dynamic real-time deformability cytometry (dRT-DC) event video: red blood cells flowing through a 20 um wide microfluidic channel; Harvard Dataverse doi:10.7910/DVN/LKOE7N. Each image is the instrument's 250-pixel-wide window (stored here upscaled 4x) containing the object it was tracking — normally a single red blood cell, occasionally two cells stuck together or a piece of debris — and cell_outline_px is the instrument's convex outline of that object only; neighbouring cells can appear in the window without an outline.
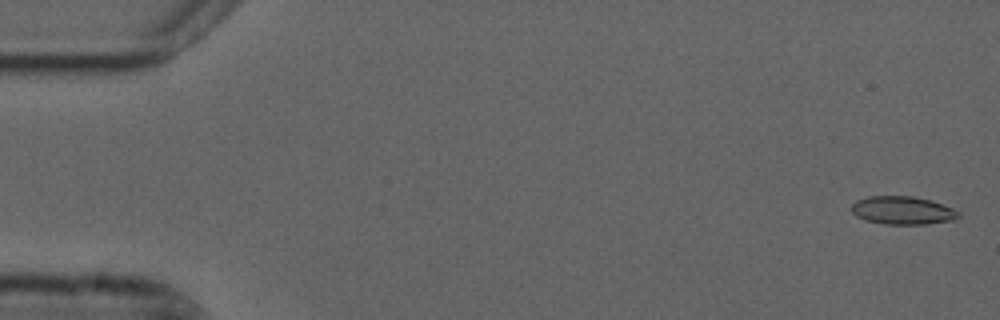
{"species": "common noctule bat (a hibernating species)", "species_latin": "Nyctalus noctula", "temperature_condition": "cold", "stored_images_in_passage": 56, "camera_frame_rate_fps": 3000, "um_per_image_px": 0.085, "animal": {"sex": "male", "forearm_length_mm": 52.5}, "frame": {"image": 1, "passage_image": 2, "time_ms": 0.333, "image_size_px": [1000, 320], "cell_outline_px": [[960, 216], [956, 220], [924, 224], [884, 224], [864, 220], [856, 216], [852, 212], [852, 204], [856, 200], [868, 196], [912, 196], [932, 200], [952, 208], [960, 212]], "centroid_in_image_um": [76.73, 17.88], "position_along_channel_um": 8.3, "area_um2": 17.69}}
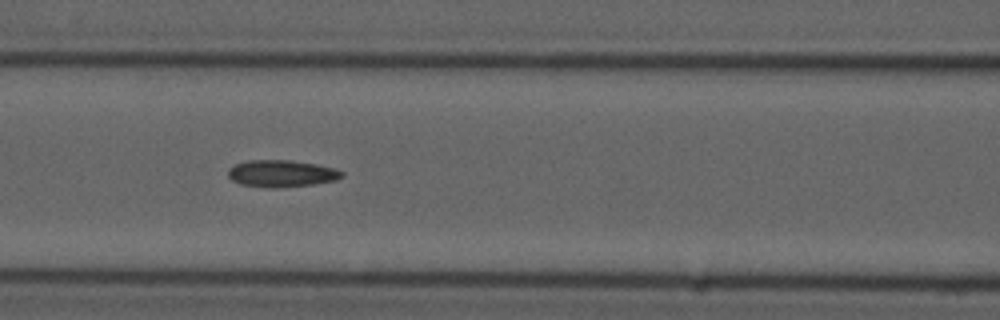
{"frame": {"image": 2, "passage_image": 24, "time_ms": 7.667, "image_size_px": [1000, 320], "cell_outline_px": [[344, 176], [336, 180], [312, 184], [280, 188], [272, 188], [240, 184], [232, 180], [228, 176], [228, 168], [236, 164], [248, 160], [288, 160], [316, 164], [336, 168], [344, 172]], "centroid_in_image_um": [23.94, 14.75], "position_along_channel_um": 142.7, "area_um2": 17.92}}
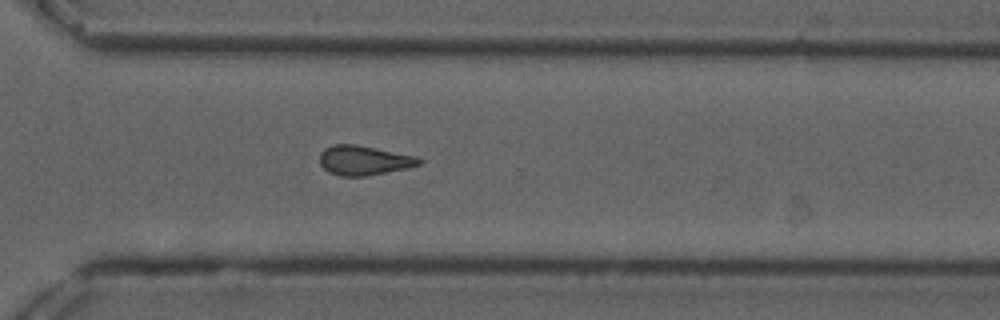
{"frame": {"image": 3, "passage_image": 40, "time_ms": 13.0, "image_size_px": [1000, 320], "cell_outline_px": [[424, 160], [420, 164], [408, 168], [368, 176], [340, 176], [328, 172], [320, 164], [320, 152], [324, 148], [332, 144], [356, 144], [416, 156]], "centroid_in_image_um": [30.93, 13.63], "position_along_channel_um": 339.7, "area_um2": 17.28}, "authors_computed_cell_mechanics": {"area_um2": 17.1666, "velocity_mm_per_s": 3.7058, "shape_relaxation_time_tau1_ms": null, "shape_relaxation_time_tau2_ms": 4.7847, "deformation_change_tau1": null, "deformation_change_tau2": 0.1434}}